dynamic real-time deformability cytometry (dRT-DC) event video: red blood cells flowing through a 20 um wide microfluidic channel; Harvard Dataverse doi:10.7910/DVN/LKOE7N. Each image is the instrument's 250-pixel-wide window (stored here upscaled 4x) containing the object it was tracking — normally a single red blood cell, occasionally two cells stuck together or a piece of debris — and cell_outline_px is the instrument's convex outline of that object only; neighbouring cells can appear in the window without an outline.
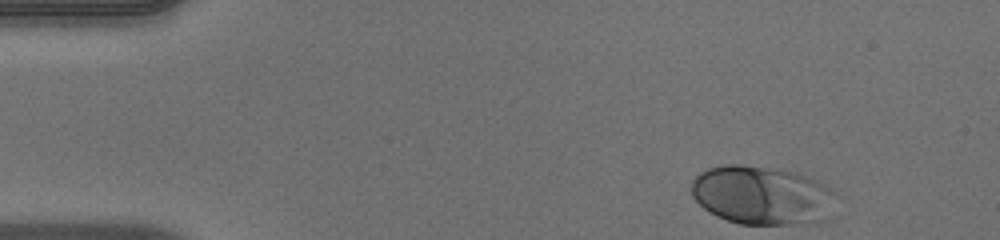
{"species": "human", "species_latin": "Homo sapiens", "temperature_condition": "warm", "stored_images_in_passage": 39, "camera_frame_rate_fps": 3000, "um_per_image_px": 0.085, "donor": {"sex": "male"}, "frame": {"image": 1, "passage_image": 1, "time_ms": 0.0, "image_size_px": [1000, 240], "cell_outline_px": [[836, 192], [828, 216], [824, 220], [792, 224], [740, 224], [716, 216], [704, 208], [692, 196], [692, 180], [700, 172], [708, 168], [724, 164], [740, 164], [772, 168], [800, 172], [820, 180], [832, 188]], "centroid_in_image_um": [64.78, 16.57], "position_along_channel_um": 20.2, "area_um2": 49.82}}
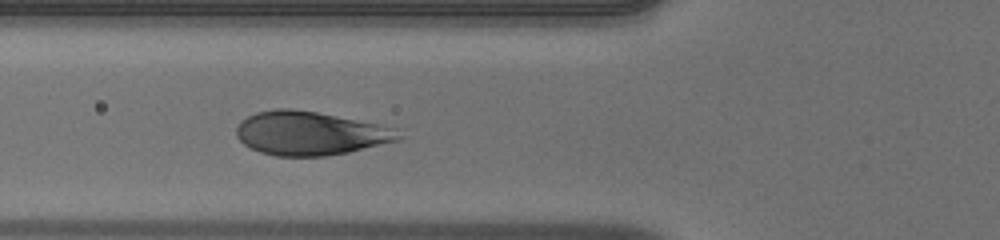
{"frame": {"image": 2, "passage_image": 14, "time_ms": 4.333, "image_size_px": [1000, 240], "cell_outline_px": [[400, 140], [348, 152], [324, 156], [276, 156], [260, 152], [244, 144], [236, 136], [236, 128], [240, 120], [256, 112], [276, 108], [288, 108], [316, 112], [376, 124], [392, 128], [400, 136]], "centroid_in_image_um": [26.28, 11.33], "position_along_channel_um": 99.5, "area_um2": 40.81}}
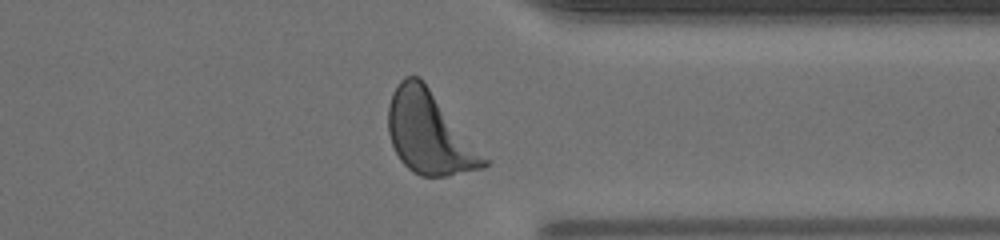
{"frame": {"image": 3, "passage_image": 35, "time_ms": 11.333, "image_size_px": [1000, 240], "cell_outline_px": [[488, 164], [484, 168], [448, 176], [420, 176], [412, 172], [400, 160], [392, 144], [388, 132], [388, 104], [392, 92], [400, 80], [404, 76], [420, 76], [488, 160]], "centroid_in_image_um": [36.46, 11.3], "position_along_channel_um": 374.9, "area_um2": 45.55}, "authors_computed_cell_mechanics": {"area_um2": 44.217, "velocity_mm_per_s": 3.9926, "shape_relaxation_time_tau1_ms": 1.1139, "shape_relaxation_time_tau2_ms": null, "deformation_change_tau1": 0.1215, "deformation_change_tau2": null}}